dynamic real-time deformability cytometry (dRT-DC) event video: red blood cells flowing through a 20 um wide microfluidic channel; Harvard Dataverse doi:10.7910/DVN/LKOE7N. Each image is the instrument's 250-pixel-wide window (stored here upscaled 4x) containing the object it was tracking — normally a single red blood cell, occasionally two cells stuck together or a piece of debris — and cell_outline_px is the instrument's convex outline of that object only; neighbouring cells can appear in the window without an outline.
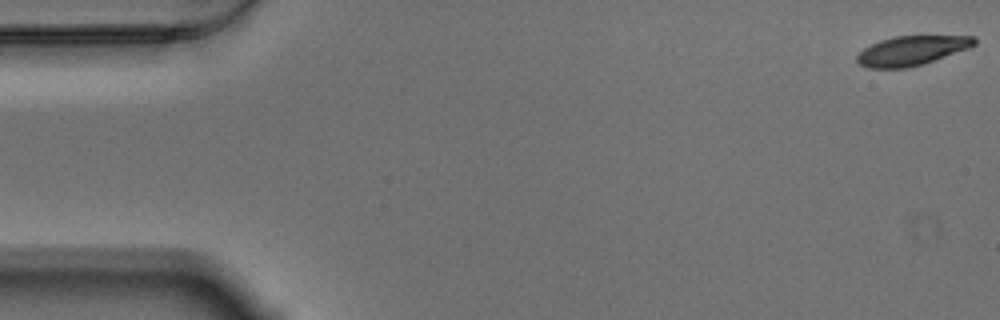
{"species": "Egyptian fruit bat (a non-hibernating species)", "species_latin": "Rousettus aegyptiacus", "temperature_condition": "warm", "stored_images_in_passage": 58, "camera_frame_rate_fps": 3000, "um_per_image_px": 0.085, "animal": {"sex": "male"}, "frame": {"image": 1, "passage_image": 1, "time_ms": 0.0, "image_size_px": [1000, 320], "cell_outline_px": [[976, 44], [968, 48], [924, 64], [904, 68], [868, 68], [860, 64], [856, 60], [856, 56], [864, 48], [880, 40], [896, 36], [976, 36]], "centroid_in_image_um": [77.49, 4.3], "position_along_channel_um": 7.5, "area_um2": 20.0}}
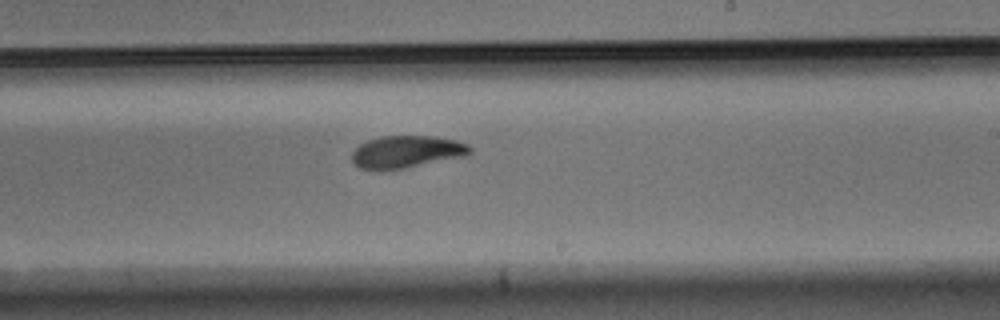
{"frame": {"image": 2, "passage_image": 34, "time_ms": 11.0, "image_size_px": [1000, 320], "cell_outline_px": [[472, 152], [468, 156], [404, 168], [376, 172], [360, 168], [352, 164], [352, 152], [360, 144], [368, 140], [384, 136], [432, 136], [456, 140], [468, 144], [472, 148]], "centroid_in_image_um": [34.55, 12.93], "position_along_channel_um": 254.4, "area_um2": 22.66}}
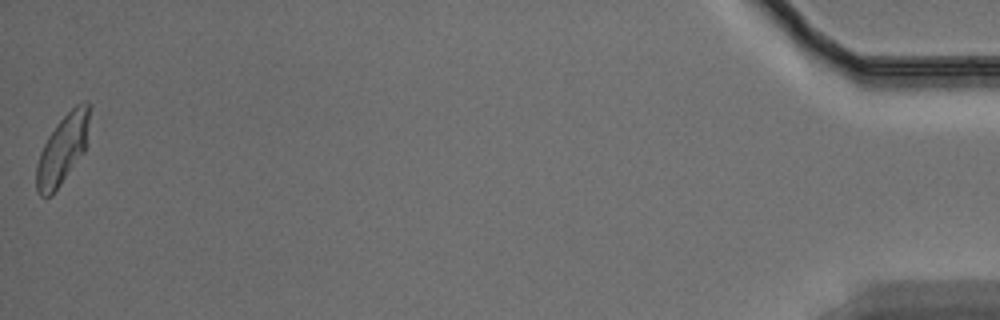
{"frame": {"image": 3, "passage_image": 58, "time_ms": 19.0, "image_size_px": [1000, 320], "cell_outline_px": [[92, 104], [88, 144], [84, 152], [52, 196], [40, 196], [36, 192], [36, 164], [40, 152], [48, 136], [60, 120], [76, 104], [88, 100]], "centroid_in_image_um": [5.37, 12.65], "position_along_channel_um": 429.8, "area_um2": 21.96}, "authors_computed_cell_mechanics": {"area_um2": 21.964, "velocity_mm_per_s": 3.4413, "shape_relaxation_time_tau1_ms": 3.1168, "shape_relaxation_time_tau2_ms": 2.1151, "deformation_change_tau1": 0.1719, "deformation_change_tau2": 0.0745}}